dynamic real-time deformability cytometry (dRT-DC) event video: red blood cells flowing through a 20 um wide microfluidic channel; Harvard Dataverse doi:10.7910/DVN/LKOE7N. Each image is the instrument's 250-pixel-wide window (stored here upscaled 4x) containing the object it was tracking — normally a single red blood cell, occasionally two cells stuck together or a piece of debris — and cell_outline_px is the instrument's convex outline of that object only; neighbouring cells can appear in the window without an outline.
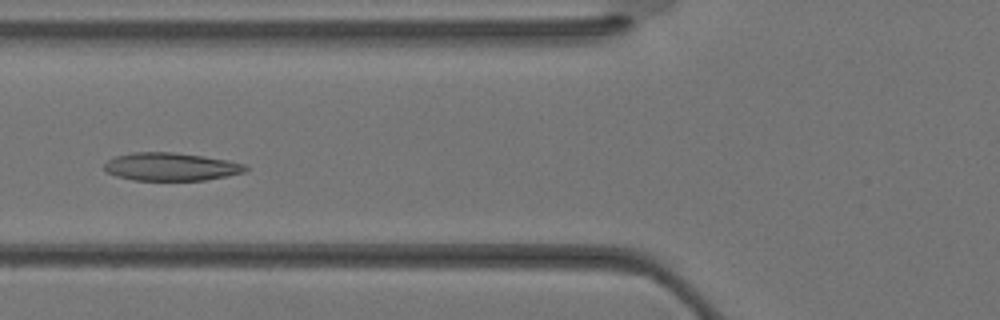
{"species": "Egyptian fruit bat (a non-hibernating species)", "species_latin": "Rousettus aegyptiacus", "temperature_condition": "warm", "stored_images_in_passage": 35, "camera_frame_rate_fps": 3000, "um_per_image_px": 0.085, "animal": {"sex": "female"}, "frame": {"image": 1, "passage_image": 13, "time_ms": 4.0, "image_size_px": [1000, 320], "cell_outline_px": [[248, 168], [244, 172], [204, 180], [132, 180], [116, 176], [108, 172], [104, 168], [104, 164], [108, 160], [116, 156], [128, 152], [172, 152], [204, 156], [228, 160], [244, 164]], "centroid_in_image_um": [14.5, 14.16], "position_along_channel_um": 111.3, "area_um2": 22.95}}
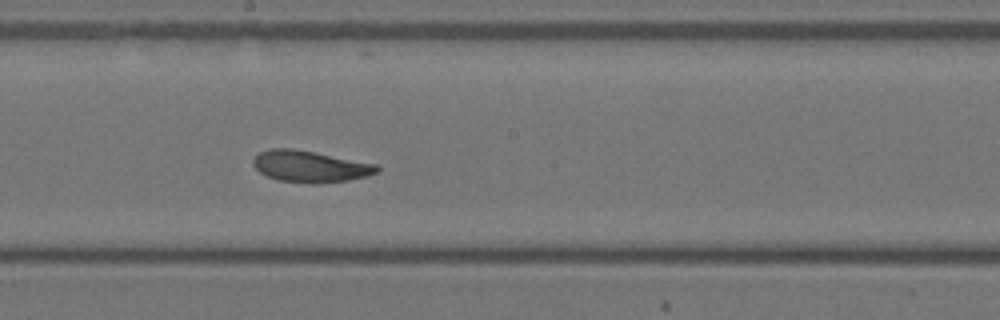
{"frame": {"image": 2, "passage_image": 19, "time_ms": 6.0, "image_size_px": [1000, 320], "cell_outline_px": [[380, 168], [376, 172], [368, 176], [348, 180], [316, 184], [312, 184], [280, 180], [268, 176], [260, 172], [252, 164], [252, 160], [260, 152], [272, 148], [292, 148], [376, 164]], "centroid_in_image_um": [26.35, 14.15], "position_along_channel_um": 221.9, "area_um2": 22.48}}
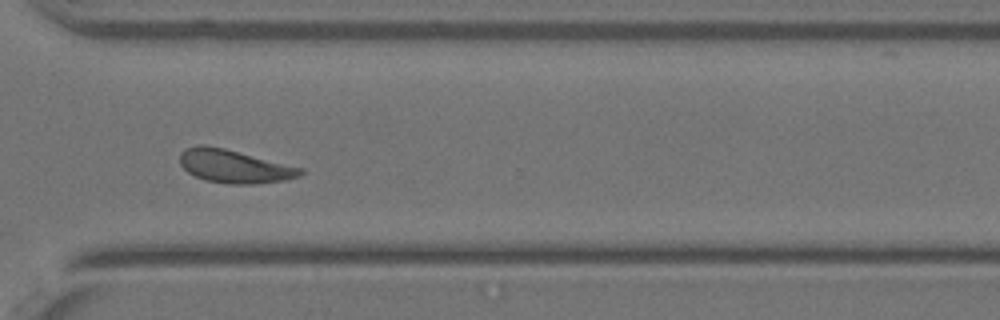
{"frame": {"image": 3, "passage_image": 26, "time_ms": 8.333, "image_size_px": [1000, 320], "cell_outline_px": [[304, 172], [300, 176], [284, 180], [252, 184], [228, 184], [204, 180], [188, 172], [180, 164], [180, 152], [184, 148], [196, 144], [204, 144], [224, 148], [304, 168]], "centroid_in_image_um": [19.89, 14.12], "position_along_channel_um": 350.7, "area_um2": 23.47}}